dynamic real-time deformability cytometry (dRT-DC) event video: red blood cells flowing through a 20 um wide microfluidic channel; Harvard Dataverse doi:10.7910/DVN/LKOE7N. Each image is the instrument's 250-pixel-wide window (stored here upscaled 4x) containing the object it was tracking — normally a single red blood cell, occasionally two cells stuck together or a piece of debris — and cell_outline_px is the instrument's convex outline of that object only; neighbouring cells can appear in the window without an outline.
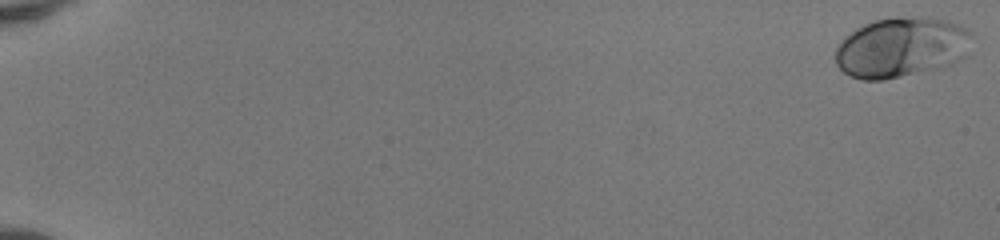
{"species": "human", "species_latin": "Homo sapiens", "temperature_condition": "room temperature", "stored_images_in_passage": 52, "camera_frame_rate_fps": 3000, "um_per_image_px": 0.085, "donor": {"sex": "female"}, "frame": {"image": 1, "passage_image": 1, "time_ms": 0.0, "image_size_px": [1000, 240], "cell_outline_px": [[972, 36], [968, 56], [944, 68], [884, 80], [864, 80], [852, 76], [844, 72], [836, 64], [836, 48], [856, 28], [864, 24], [876, 20], [920, 16], [924, 16], [944, 20], [960, 24], [972, 32]], "centroid_in_image_um": [76.7, 4.04], "position_along_channel_um": 8.3, "area_um2": 48.03}}
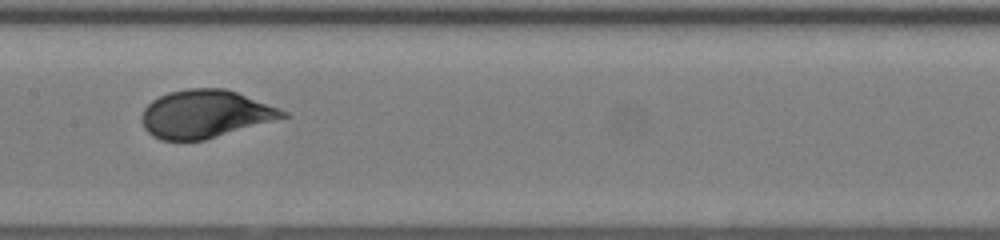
{"frame": {"image": 2, "passage_image": 29, "time_ms": 9.333, "image_size_px": [1000, 240], "cell_outline_px": [[288, 116], [204, 140], [160, 140], [152, 136], [144, 128], [140, 120], [140, 116], [144, 108], [152, 100], [168, 92], [188, 88], [224, 88], [236, 92], [280, 108], [288, 112]], "centroid_in_image_um": [17.39, 9.68], "position_along_channel_um": 190.0, "area_um2": 39.19}}
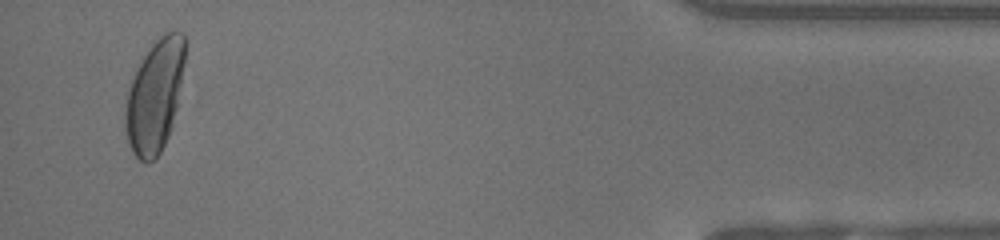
{"frame": {"image": 3, "passage_image": 50, "time_ms": 16.333, "image_size_px": [1000, 240], "cell_outline_px": [[184, 60], [176, 108], [168, 136], [160, 152], [148, 164], [144, 164], [132, 152], [128, 140], [124, 124], [124, 120], [128, 92], [132, 80], [144, 56], [152, 44], [160, 36], [168, 32], [184, 32]], "centroid_in_image_um": [13.14, 8.19], "position_along_channel_um": 422.1, "area_um2": 38.09}, "authors_computed_cell_mechanics": {"area_um2": 39.6797, "velocity_mm_per_s": 4.1546, "shape_relaxation_time_tau1_ms": 3.6575, "shape_relaxation_time_tau2_ms": null, "deformation_change_tau1": 0.1769, "deformation_change_tau2": null}}